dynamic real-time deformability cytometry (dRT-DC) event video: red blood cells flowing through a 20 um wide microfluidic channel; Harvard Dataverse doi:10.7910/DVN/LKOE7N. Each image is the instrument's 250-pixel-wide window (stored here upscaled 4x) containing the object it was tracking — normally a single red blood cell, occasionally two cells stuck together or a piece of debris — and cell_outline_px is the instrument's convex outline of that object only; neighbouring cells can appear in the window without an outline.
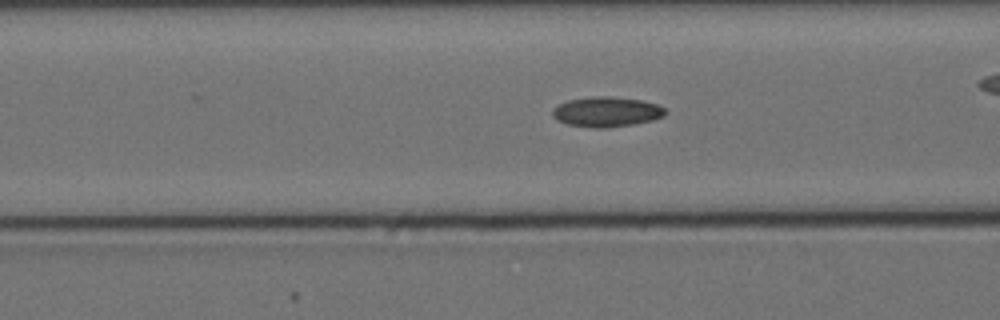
{"species": "Egyptian fruit bat (a non-hibernating species)", "species_latin": "Rousettus aegyptiacus", "temperature_condition": "cold", "stored_images_in_passage": 39, "camera_frame_rate_fps": 3000, "um_per_image_px": 0.085, "animal": {"sex": "female"}, "frame": {"image": 1, "passage_image": 9, "time_ms": 2.667, "image_size_px": [1000, 320], "cell_outline_px": [[668, 112], [664, 116], [652, 120], [632, 124], [608, 128], [592, 128], [568, 124], [556, 120], [552, 116], [552, 108], [568, 100], [592, 96], [608, 96], [640, 100], [656, 104], [664, 108]], "centroid_in_image_um": [51.53, 9.51], "position_along_channel_um": 115.1, "area_um2": 19.77}}
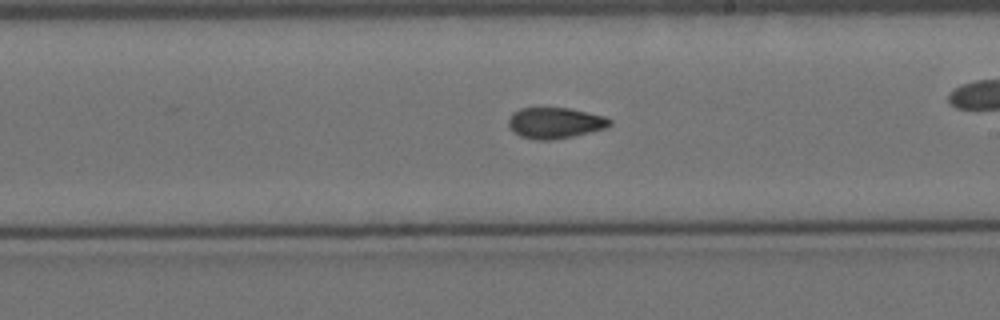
{"frame": {"image": 2, "passage_image": 20, "time_ms": 6.333, "image_size_px": [1000, 320], "cell_outline_px": [[612, 124], [608, 128], [572, 136], [552, 140], [536, 140], [520, 136], [512, 132], [508, 128], [508, 120], [512, 112], [520, 108], [568, 108], [588, 112], [604, 116], [612, 120]], "centroid_in_image_um": [47.16, 10.45], "position_along_channel_um": 241.8, "area_um2": 18.5}}
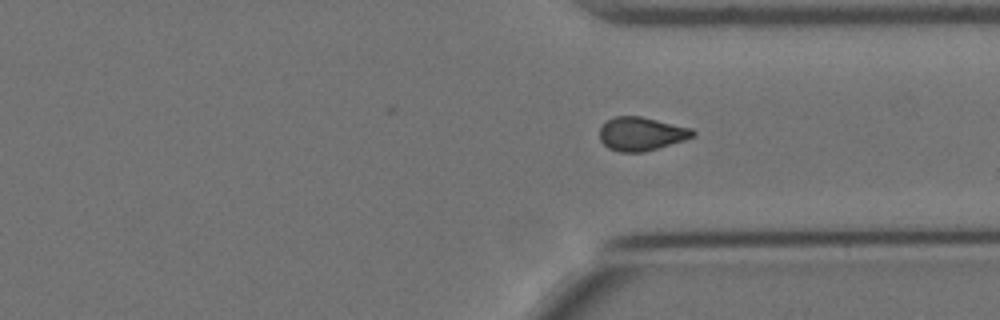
{"frame": {"image": 3, "passage_image": 30, "time_ms": 9.667, "image_size_px": [1000, 320], "cell_outline_px": [[696, 136], [684, 140], [644, 152], [620, 152], [608, 148], [600, 140], [600, 128], [608, 120], [616, 116], [640, 116], [692, 128], [696, 132]], "centroid_in_image_um": [54.53, 11.38], "position_along_channel_um": 356.9, "area_um2": 18.15}, "authors_computed_cell_mechanics": {"area_um2": 18.5538, "velocity_mm_per_s": 3.4536, "shape_relaxation_time_tau1_ms": null, "shape_relaxation_time_tau2_ms": 2.8718, "deformation_change_tau1": null, "deformation_change_tau2": 0.0777}}